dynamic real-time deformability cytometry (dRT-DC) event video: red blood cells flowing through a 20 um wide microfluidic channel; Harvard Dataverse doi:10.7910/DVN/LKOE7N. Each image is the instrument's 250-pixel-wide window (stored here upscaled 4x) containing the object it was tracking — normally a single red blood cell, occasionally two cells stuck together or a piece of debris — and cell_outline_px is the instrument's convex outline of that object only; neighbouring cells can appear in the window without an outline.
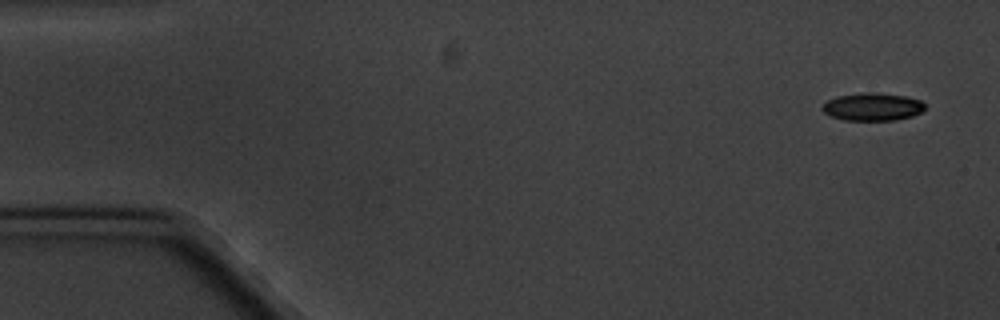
{"species": "common noctule bat (a hibernating species)", "species_latin": "Nyctalus noctula", "temperature_condition": "cold", "stored_images_in_passage": 4, "camera_frame_rate_fps": 3000, "um_per_image_px": 0.085, "animal": {"sex": "male", "body_mass_g": 20.1, "forearm_length_mm": 53.5}, "frame": {"image": 1, "passage_image": 1, "time_ms": 0.0, "image_size_px": [1000, 320], "cell_outline_px": [[924, 108], [920, 112], [912, 116], [896, 120], [844, 120], [832, 116], [824, 112], [820, 108], [828, 100], [836, 96], [860, 92], [876, 92], [904, 96], [920, 100], [924, 104]], "centroid_in_image_um": [74.14, 9.07], "position_along_channel_um": 10.9, "area_um2": 16.59}}
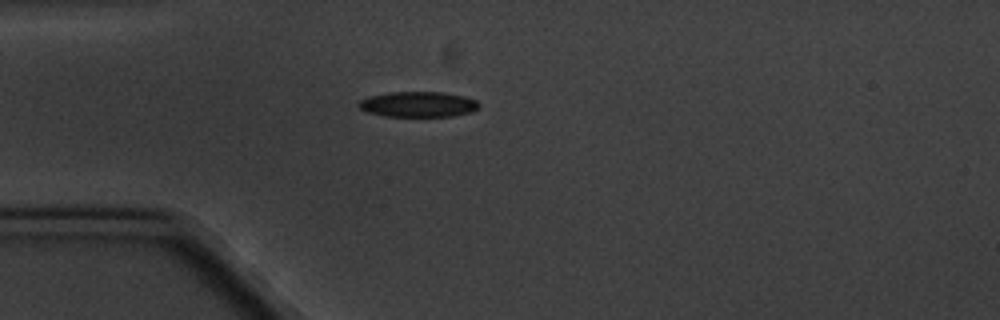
{"frame": {"image": 2, "passage_image": 4, "time_ms": 4.333, "image_size_px": [1000, 320], "cell_outline_px": [[480, 104], [472, 112], [452, 116], [384, 116], [364, 112], [356, 104], [360, 100], [368, 96], [388, 92], [440, 92], [464, 96], [476, 100]], "centroid_in_image_um": [35.49, 8.86], "position_along_channel_um": 49.5, "area_um2": 17.92}}